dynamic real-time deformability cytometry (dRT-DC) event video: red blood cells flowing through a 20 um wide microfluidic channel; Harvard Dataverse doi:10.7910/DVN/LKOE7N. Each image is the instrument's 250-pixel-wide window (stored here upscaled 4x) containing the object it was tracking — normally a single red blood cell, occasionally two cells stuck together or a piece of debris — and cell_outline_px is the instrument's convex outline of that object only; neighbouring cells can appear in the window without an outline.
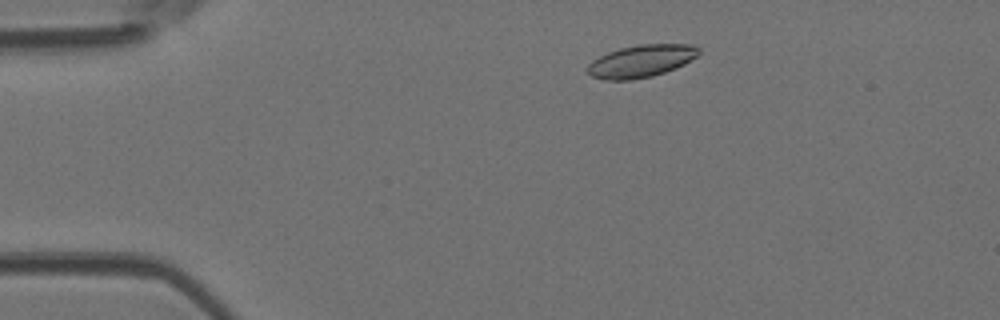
{"species": "Egyptian fruit bat (a non-hibernating species)", "species_latin": "Rousettus aegyptiacus", "temperature_condition": "room temperature", "stored_images_in_passage": 4, "camera_frame_rate_fps": 3000, "um_per_image_px": 0.085, "animal": {"sex": "female"}, "frame": {"image": 1, "passage_image": 2, "time_ms": 0.333, "image_size_px": [1000, 320], "cell_outline_px": [[700, 52], [696, 56], [684, 64], [676, 68], [652, 76], [632, 80], [604, 80], [592, 76], [588, 72], [588, 64], [592, 60], [608, 52], [620, 48], [640, 44], [692, 44], [700, 48]], "centroid_in_image_um": [54.5, 5.19], "position_along_channel_um": 30.5, "area_um2": 20.98}}
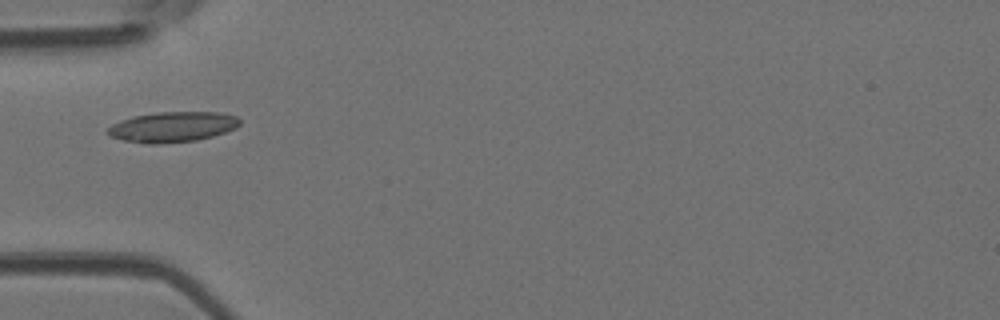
{"frame": {"image": 2, "passage_image": 4, "time_ms": 1.0, "image_size_px": [1000, 320], "cell_outline_px": [[240, 124], [236, 128], [212, 136], [196, 140], [160, 144], [148, 144], [124, 140], [108, 136], [104, 132], [112, 124], [120, 120], [136, 116], [156, 112], [220, 112], [236, 116], [240, 120]], "centroid_in_image_um": [14.64, 10.79], "position_along_channel_um": 70.4, "area_um2": 23.41}}